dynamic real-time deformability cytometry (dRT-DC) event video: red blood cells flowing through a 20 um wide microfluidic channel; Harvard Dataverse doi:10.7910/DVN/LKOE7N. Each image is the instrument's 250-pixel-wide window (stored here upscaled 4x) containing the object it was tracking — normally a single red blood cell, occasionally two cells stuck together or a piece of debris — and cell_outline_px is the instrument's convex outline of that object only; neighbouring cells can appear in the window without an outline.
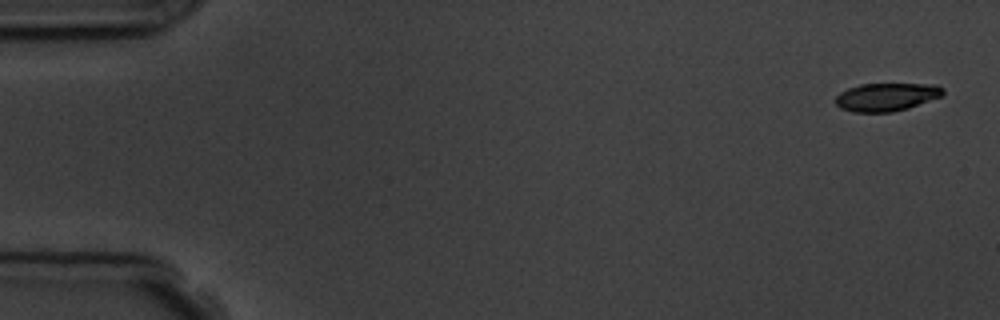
{"species": "common noctule bat (a hibernating species)", "species_latin": "Nyctalus noctula", "temperature_condition": "room temperature", "stored_images_in_passage": 5, "camera_frame_rate_fps": 3000, "um_per_image_px": 0.085, "animal": {"sex": "male", "body_mass_g": 19.5, "forearm_length_mm": 54.6}, "frame": {"image": 1, "passage_image": 1, "time_ms": 0.0, "image_size_px": [1000, 320], "cell_outline_px": [[944, 96], [908, 108], [892, 112], [852, 112], [840, 108], [836, 104], [836, 96], [840, 92], [848, 88], [860, 84], [936, 84], [944, 88]], "centroid_in_image_um": [75.38, 8.24], "position_along_channel_um": 9.6, "area_um2": 17.74}}
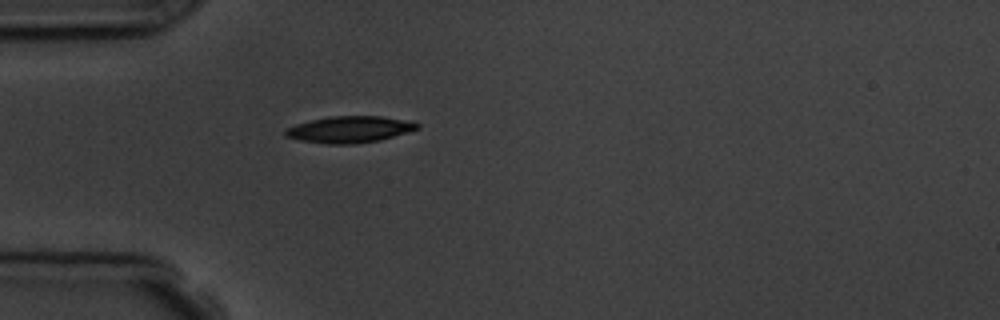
{"frame": {"image": 2, "passage_image": 5, "time_ms": 4.667, "image_size_px": [1000, 320], "cell_outline_px": [[420, 128], [380, 140], [356, 144], [328, 144], [300, 140], [284, 136], [284, 132], [288, 128], [296, 124], [328, 116], [380, 116], [404, 120], [420, 124]], "centroid_in_image_um": [29.7, 11.0], "position_along_channel_um": 55.3, "area_um2": 20.23}}